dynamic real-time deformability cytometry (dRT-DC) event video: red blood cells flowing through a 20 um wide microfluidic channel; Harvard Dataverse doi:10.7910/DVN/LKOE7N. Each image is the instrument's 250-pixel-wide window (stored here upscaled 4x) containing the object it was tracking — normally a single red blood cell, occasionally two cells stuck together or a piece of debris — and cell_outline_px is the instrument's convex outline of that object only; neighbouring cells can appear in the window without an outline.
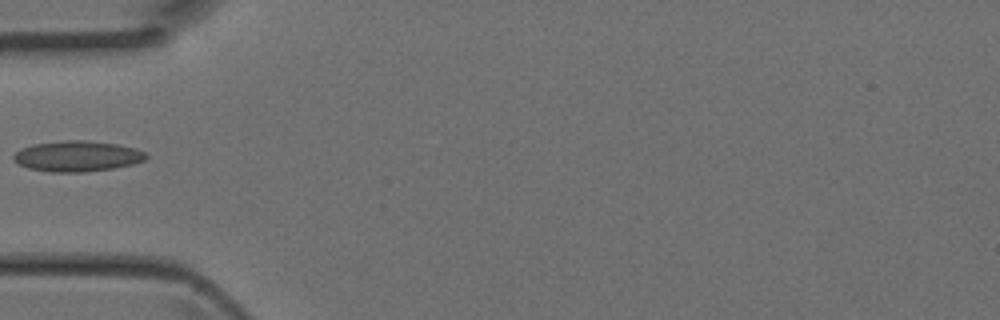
{"species": "Egyptian fruit bat (a non-hibernating species)", "species_latin": "Rousettus aegyptiacus", "temperature_condition": "room temperature", "stored_images_in_passage": 5, "camera_frame_rate_fps": 3000, "um_per_image_px": 0.085, "animal": {"sex": "female"}, "frame": {"image": 1, "passage_image": 5, "time_ms": 1.333, "image_size_px": [1000, 320], "cell_outline_px": [[148, 156], [144, 160], [132, 164], [112, 168], [84, 172], [52, 172], [28, 168], [12, 160], [12, 156], [20, 148], [32, 144], [64, 140], [84, 140], [116, 144], [136, 148], [144, 152]], "centroid_in_image_um": [6.53, 13.27], "position_along_channel_um": 78.5, "area_um2": 23.64}}